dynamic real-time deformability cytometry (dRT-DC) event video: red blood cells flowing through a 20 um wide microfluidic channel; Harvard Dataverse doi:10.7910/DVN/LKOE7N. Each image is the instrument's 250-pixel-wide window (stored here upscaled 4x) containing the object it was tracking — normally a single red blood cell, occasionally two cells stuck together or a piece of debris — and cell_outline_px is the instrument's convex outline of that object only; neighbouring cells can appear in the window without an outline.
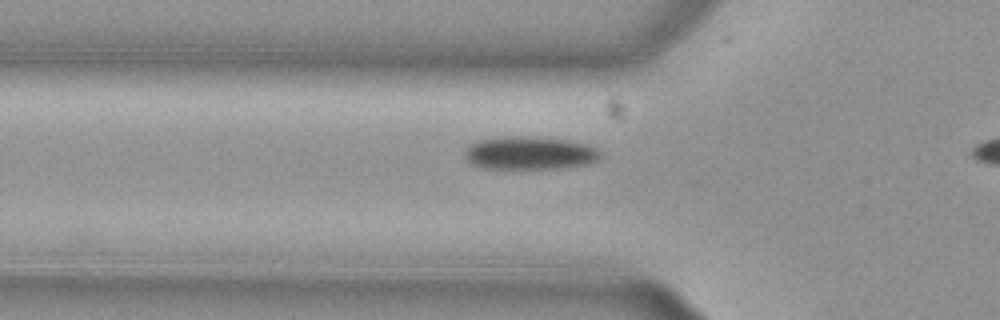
{"species": "common noctule bat (a hibernating species)", "species_latin": "Nyctalus noctula", "temperature_condition": "cold", "stored_images_in_passage": 29, "camera_frame_rate_fps": 3000, "um_per_image_px": 0.085, "animal": {"sex": "female", "body_mass_g": 29.2, "forearm_length_mm": 56.3}, "frame": {"image": 1, "passage_image": 3, "time_ms": 0.667, "image_size_px": [1000, 320], "cell_outline_px": [[604, 156], [600, 160], [584, 164], [560, 168], [484, 168], [472, 164], [464, 156], [464, 148], [468, 144], [476, 140], [504, 136], [528, 136], [564, 140], [588, 144], [596, 148]], "centroid_in_image_um": [44.99, 12.99], "position_along_channel_um": 80.8, "area_um2": 26.3}}
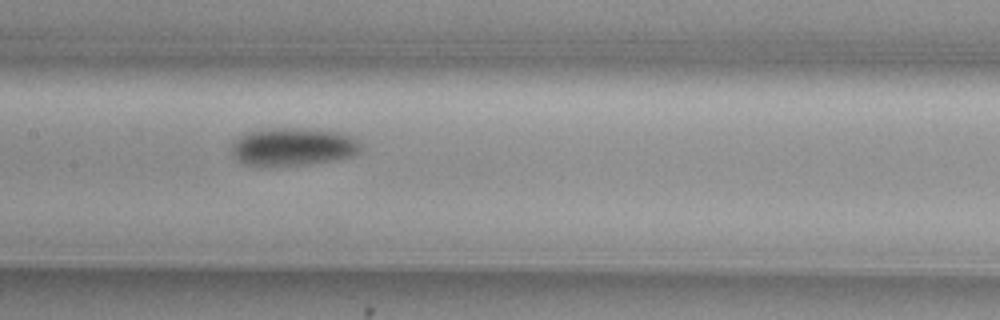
{"frame": {"image": 2, "passage_image": 11, "time_ms": 3.333, "image_size_px": [1000, 320], "cell_outline_px": [[360, 152], [352, 156], [304, 164], [244, 164], [232, 152], [232, 144], [240, 136], [248, 132], [264, 128], [296, 128], [340, 132], [352, 136], [360, 144]], "centroid_in_image_um": [24.93, 12.43], "position_along_channel_um": 182.5, "area_um2": 27.69}}
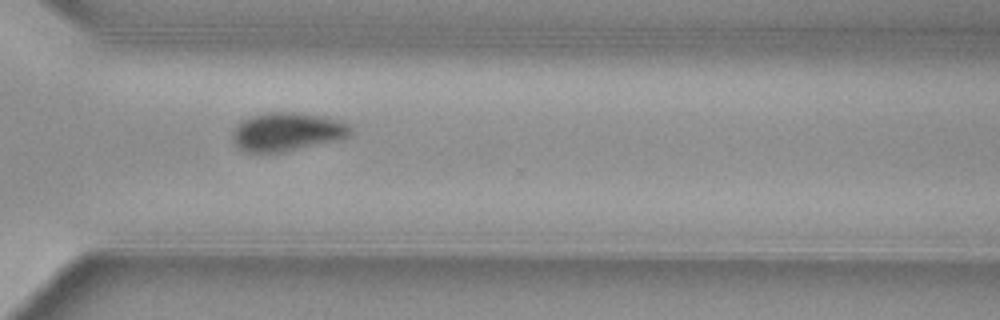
{"frame": {"image": 3, "passage_image": 24, "time_ms": 7.667, "image_size_px": [1000, 320], "cell_outline_px": [[352, 132], [348, 136], [336, 140], [280, 152], [244, 152], [236, 148], [232, 144], [232, 132], [236, 124], [252, 116], [268, 112], [292, 112], [320, 116], [340, 120], [348, 124], [352, 128]], "centroid_in_image_um": [24.33, 11.2], "position_along_channel_um": 346.3, "area_um2": 26.36}}